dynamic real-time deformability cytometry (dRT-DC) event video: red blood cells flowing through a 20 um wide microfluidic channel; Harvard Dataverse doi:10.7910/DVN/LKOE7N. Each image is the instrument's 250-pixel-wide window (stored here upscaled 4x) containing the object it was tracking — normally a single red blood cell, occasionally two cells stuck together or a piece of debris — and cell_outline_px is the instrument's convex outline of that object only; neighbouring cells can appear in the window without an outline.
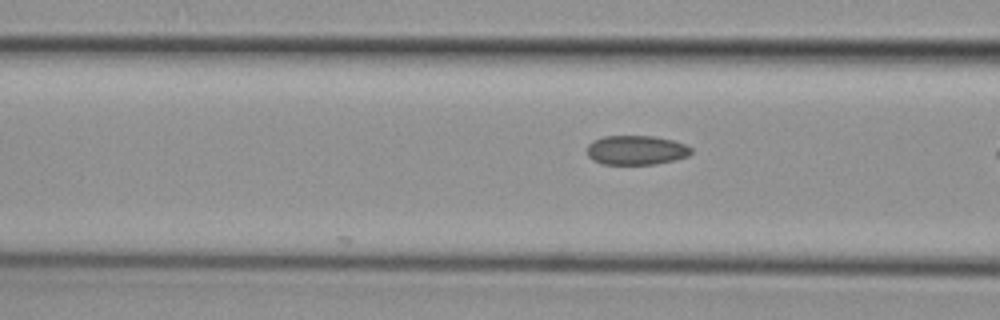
{"species": "common noctule bat (a hibernating species)", "species_latin": "Nyctalus noctula", "temperature_condition": "cold", "stored_images_in_passage": 6, "camera_frame_rate_fps": 3000, "um_per_image_px": 0.085, "animal": {"sex": "female", "body_mass_g": 29.2, "forearm_length_mm": 56.3}, "frame": {"image": 1, "passage_image": 6, "time_ms": 1.667, "image_size_px": [1000, 320], "cell_outline_px": [[692, 152], [688, 156], [676, 160], [656, 164], [604, 164], [592, 160], [588, 156], [588, 144], [592, 140], [604, 136], [652, 136], [672, 140], [684, 144], [692, 148]], "centroid_in_image_um": [54.08, 12.76], "position_along_channel_um": 112.5, "area_um2": 17.86}}